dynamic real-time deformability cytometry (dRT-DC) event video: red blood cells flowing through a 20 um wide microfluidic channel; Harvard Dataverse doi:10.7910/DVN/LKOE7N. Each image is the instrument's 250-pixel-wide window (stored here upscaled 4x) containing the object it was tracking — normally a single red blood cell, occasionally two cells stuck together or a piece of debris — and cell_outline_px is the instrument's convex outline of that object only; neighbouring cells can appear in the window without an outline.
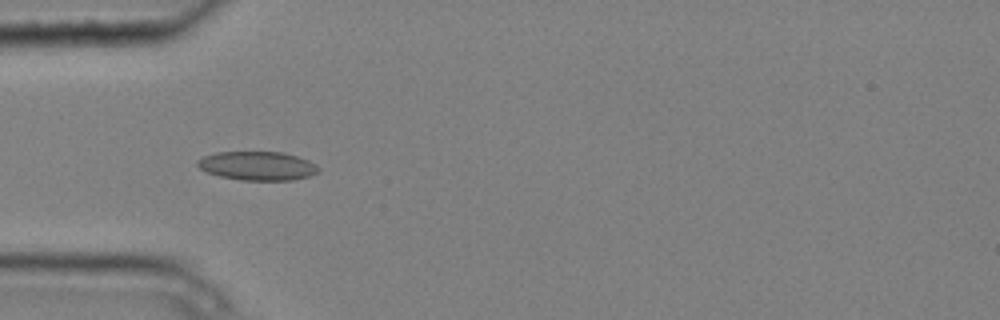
{"species": "common noctule bat (a hibernating species)", "species_latin": "Nyctalus noctula", "temperature_condition": "cold", "stored_images_in_passage": 4, "camera_frame_rate_fps": 3000, "um_per_image_px": 0.085, "animal": {"sex": "male", "body_mass_g": 20.4}, "frame": {"image": 1, "passage_image": 3, "time_ms": 0.667, "image_size_px": [1000, 320], "cell_outline_px": [[320, 172], [308, 176], [292, 180], [240, 180], [220, 176], [208, 172], [200, 168], [196, 164], [196, 160], [204, 156], [216, 152], [284, 152], [308, 160], [316, 164], [320, 168]], "centroid_in_image_um": [21.9, 14.09], "position_along_channel_um": 63.1, "area_um2": 20.35}}
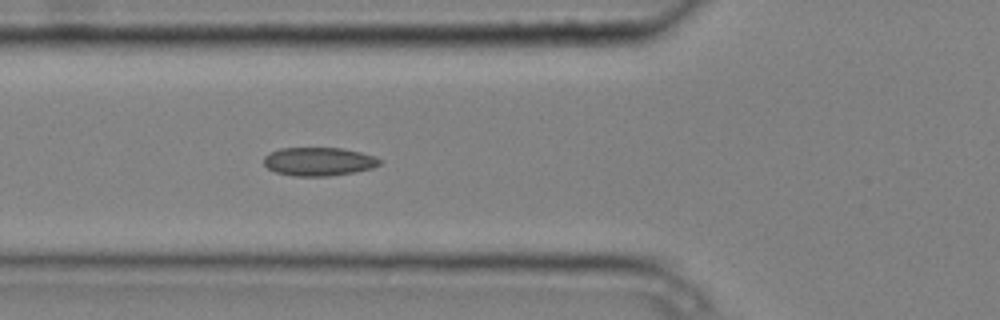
{"frame": {"image": 2, "passage_image": 4, "time_ms": 1.0, "image_size_px": [1000, 320], "cell_outline_px": [[380, 164], [372, 168], [352, 172], [328, 176], [292, 176], [276, 172], [268, 168], [264, 164], [264, 156], [268, 152], [280, 148], [340, 148], [360, 152], [372, 156], [380, 160]], "centroid_in_image_um": [27.03, 13.73], "position_along_channel_um": 98.8, "area_um2": 19.07}}